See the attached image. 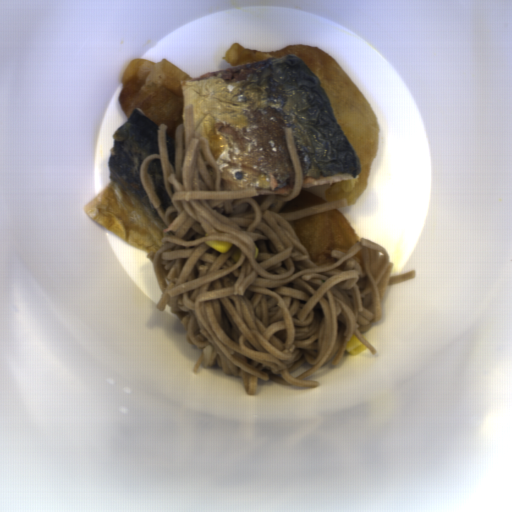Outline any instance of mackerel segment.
I'll list each match as a JSON object with an SVG mask.
<instances>
[{"label": "mackerel segment", "instance_id": "mackerel-segment-1", "mask_svg": "<svg viewBox=\"0 0 512 512\" xmlns=\"http://www.w3.org/2000/svg\"><path fill=\"white\" fill-rule=\"evenodd\" d=\"M183 110L192 105L195 131L206 138L220 172L219 191L254 188L287 197L296 172L285 128L300 158L302 188L361 176L347 139L314 71L303 58L271 60L181 79Z\"/></svg>", "mask_w": 512, "mask_h": 512}, {"label": "mackerel segment", "instance_id": "mackerel-segment-2", "mask_svg": "<svg viewBox=\"0 0 512 512\" xmlns=\"http://www.w3.org/2000/svg\"><path fill=\"white\" fill-rule=\"evenodd\" d=\"M159 123L139 107L112 134L108 157L110 182L84 206L87 216L107 232L144 253L156 252L165 245L167 229L141 181L143 161L160 155Z\"/></svg>", "mask_w": 512, "mask_h": 512}, {"label": "mackerel segment", "instance_id": "mackerel-segment-3", "mask_svg": "<svg viewBox=\"0 0 512 512\" xmlns=\"http://www.w3.org/2000/svg\"><path fill=\"white\" fill-rule=\"evenodd\" d=\"M147 168V176L151 183V186L157 195L158 199L161 202V207L163 209V213H166L167 207L174 206L169 194L166 192L164 188V176L162 172V160L158 158H153L150 160Z\"/></svg>", "mask_w": 512, "mask_h": 512}, {"label": "mackerel segment", "instance_id": "mackerel-segment-4", "mask_svg": "<svg viewBox=\"0 0 512 512\" xmlns=\"http://www.w3.org/2000/svg\"><path fill=\"white\" fill-rule=\"evenodd\" d=\"M179 126L169 125L165 130V139L167 146L168 163L176 172L175 150H176V130Z\"/></svg>", "mask_w": 512, "mask_h": 512}]
</instances>
